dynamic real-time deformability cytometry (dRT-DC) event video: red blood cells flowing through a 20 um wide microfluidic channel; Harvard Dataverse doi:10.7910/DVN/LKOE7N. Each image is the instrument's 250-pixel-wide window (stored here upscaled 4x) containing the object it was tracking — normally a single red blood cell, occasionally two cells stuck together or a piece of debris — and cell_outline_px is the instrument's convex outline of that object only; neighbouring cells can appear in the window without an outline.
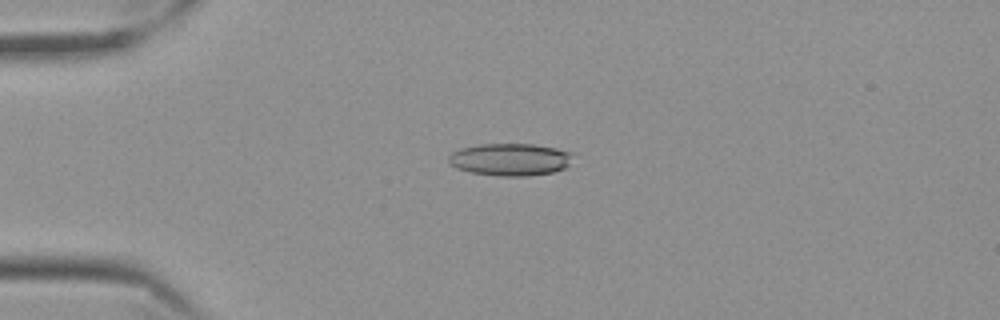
{"species": "Egyptian fruit bat (a non-hibernating species)", "species_latin": "Rousettus aegyptiacus", "temperature_condition": "cold", "stored_images_in_passage": 57, "camera_frame_rate_fps": 3000, "um_per_image_px": 0.085, "frame": {"image": 1, "passage_image": 14, "time_ms": 4.333, "image_size_px": [1000, 320], "cell_outline_px": [[572, 152], [568, 164], [564, 168], [552, 172], [528, 176], [496, 176], [472, 172], [456, 168], [448, 160], [448, 156], [452, 152], [460, 148], [480, 144], [532, 144], [556, 148]], "centroid_in_image_um": [43.34, 13.55], "position_along_channel_um": 41.7, "area_um2": 23.29}}
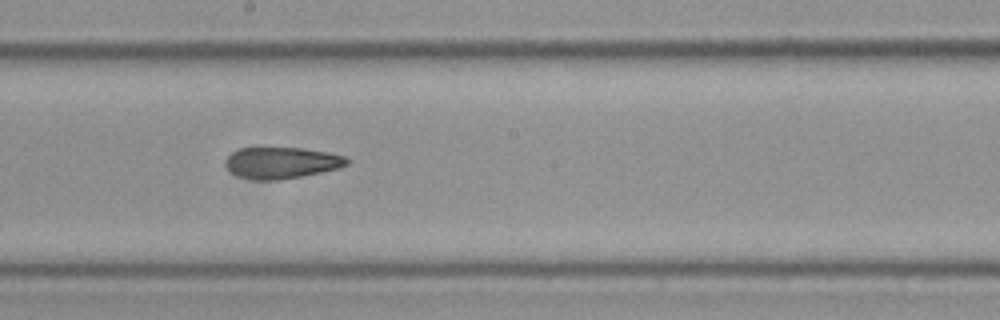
{"frame": {"image": 2, "passage_image": 32, "time_ms": 10.333, "image_size_px": [1000, 320], "cell_outline_px": [[348, 164], [336, 168], [320, 172], [280, 180], [252, 180], [236, 176], [224, 164], [224, 160], [232, 152], [240, 148], [300, 148], [328, 152], [344, 156], [348, 160]], "centroid_in_image_um": [23.87, 13.84], "position_along_channel_um": 224.3, "area_um2": 22.08}}
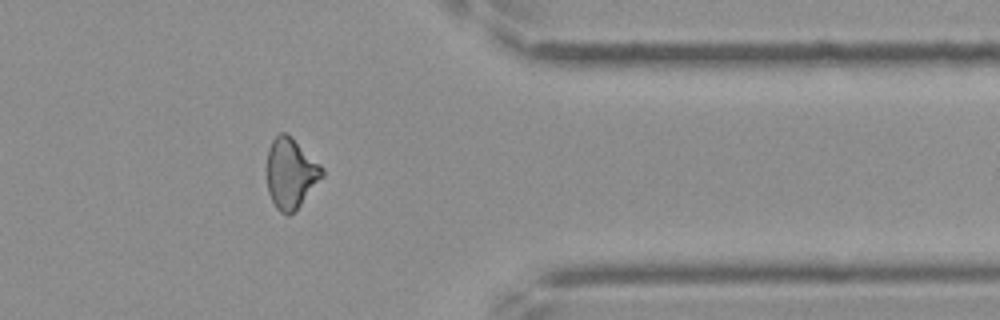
{"frame": {"image": 3, "passage_image": 47, "time_ms": 15.333, "image_size_px": [1000, 320], "cell_outline_px": [[324, 176], [300, 204], [288, 216], [280, 212], [276, 208], [268, 192], [268, 148], [272, 140], [280, 132], [284, 132], [292, 136], [324, 168]], "centroid_in_image_um": [24.73, 14.7], "position_along_channel_um": 386.7, "area_um2": 22.43}, "authors_computed_cell_mechanics": {"area_um2": 22.831, "velocity_mm_per_s": 3.5116, "shape_relaxation_time_tau1_ms": null, "shape_relaxation_time_tau2_ms": 6.3567, "deformation_change_tau1": null, "deformation_change_tau2": 0.1366}}